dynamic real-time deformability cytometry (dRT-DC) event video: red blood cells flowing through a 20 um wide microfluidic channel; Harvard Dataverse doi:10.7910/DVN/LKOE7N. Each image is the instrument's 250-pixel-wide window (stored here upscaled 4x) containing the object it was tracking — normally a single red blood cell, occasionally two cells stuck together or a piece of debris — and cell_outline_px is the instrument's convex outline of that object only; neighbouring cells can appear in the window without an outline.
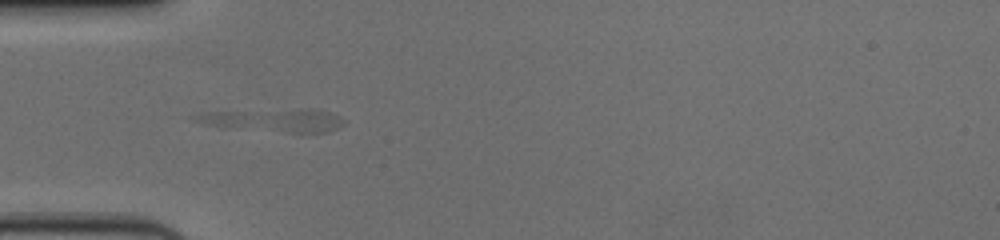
{"species": "human", "species_latin": "Homo sapiens", "temperature_condition": "cold", "stored_images_in_passage": 34, "camera_frame_rate_fps": 3000, "um_per_image_px": 0.085, "donor": {"sex": "female"}, "frame": {"image": 1, "passage_image": 10, "time_ms": 3.0, "image_size_px": [1000, 240], "cell_outline_px": [[344, 124], [328, 132], [288, 132], [244, 128], [212, 124], [196, 120], [188, 116], [208, 112], [308, 108], [328, 112], [340, 116], [344, 120]], "centroid_in_image_um": [23.41, 10.19], "position_along_channel_um": 61.6, "area_um2": 19.19}}
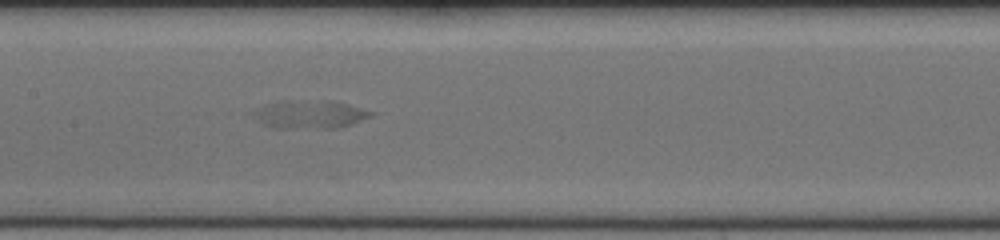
{"frame": {"image": 2, "passage_image": 20, "time_ms": 6.333, "image_size_px": [1000, 240], "cell_outline_px": [[376, 112], [372, 116], [352, 124], [336, 128], [272, 128], [264, 124], [248, 112], [268, 104], [284, 100], [332, 100], [348, 104]], "centroid_in_image_um": [26.35, 9.71], "position_along_channel_um": 181.1, "area_um2": 19.59}}
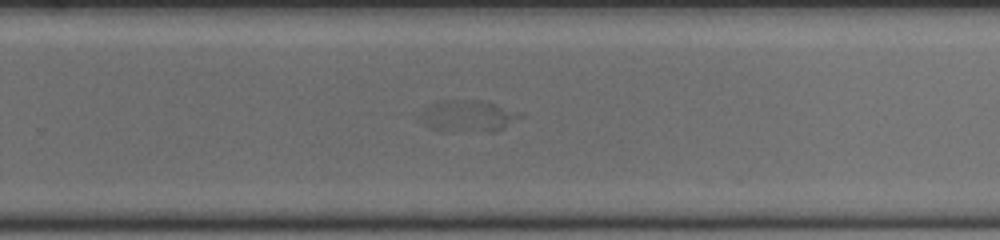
{"frame": {"image": 3, "passage_image": 29, "time_ms": 9.333, "image_size_px": [1000, 240], "cell_outline_px": [[524, 116], [504, 128], [496, 132], [444, 132], [432, 128], [428, 124], [424, 108], [436, 100], [488, 100], [524, 112]], "centroid_in_image_um": [39.97, 9.85], "position_along_channel_um": 289.8, "area_um2": 18.84}}